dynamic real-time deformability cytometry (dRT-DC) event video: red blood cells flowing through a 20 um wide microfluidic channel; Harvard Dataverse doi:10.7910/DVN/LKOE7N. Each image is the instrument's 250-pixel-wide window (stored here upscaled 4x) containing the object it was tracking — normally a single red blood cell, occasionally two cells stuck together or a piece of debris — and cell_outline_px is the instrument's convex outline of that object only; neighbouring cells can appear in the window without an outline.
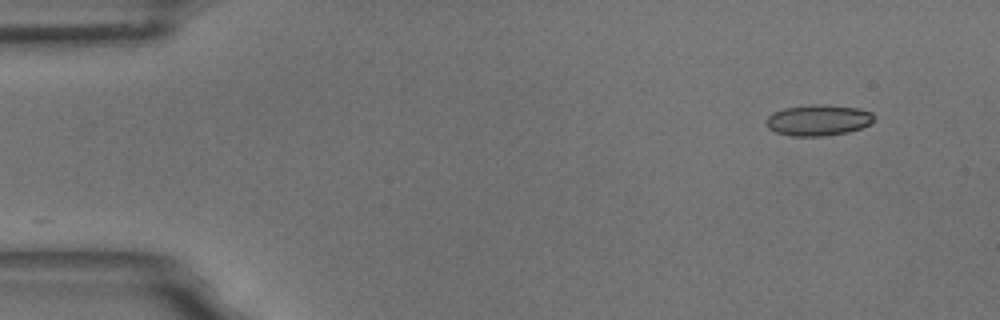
{"species": "common noctule bat (a hibernating species)", "species_latin": "Nyctalus noctula", "temperature_condition": "room temperature", "stored_images_in_passage": 52, "camera_frame_rate_fps": 3000, "um_per_image_px": 0.085, "animal": {"sex": "male", "body_mass_g": 18.8}, "frame": {"image": 1, "passage_image": 1, "time_ms": 0.0, "image_size_px": [1000, 320], "cell_outline_px": [[872, 124], [848, 132], [824, 136], [792, 136], [776, 132], [768, 128], [764, 124], [764, 120], [772, 112], [784, 108], [812, 104], [828, 104], [856, 108], [872, 112]], "centroid_in_image_um": [69.5, 10.21], "position_along_channel_um": 15.5, "area_um2": 19.65}}
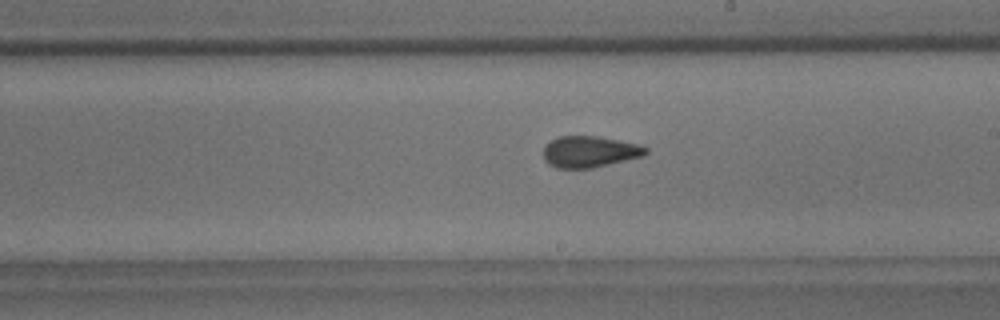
{"frame": {"image": 2, "passage_image": 28, "time_ms": 9.0, "image_size_px": [1000, 320], "cell_outline_px": [[648, 152], [644, 156], [592, 168], [556, 168], [548, 164], [544, 160], [544, 144], [560, 136], [596, 136], [640, 144], [648, 148]], "centroid_in_image_um": [50.12, 12.9], "position_along_channel_um": 238.9, "area_um2": 18.79}}
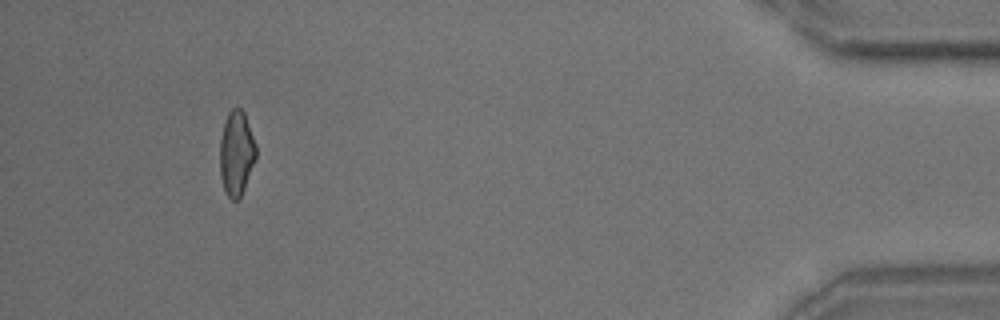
{"frame": {"image": 3, "passage_image": 48, "time_ms": 15.667, "image_size_px": [1000, 320], "cell_outline_px": [[256, 160], [244, 188], [240, 196], [236, 200], [232, 200], [224, 192], [220, 176], [220, 140], [224, 124], [228, 112], [232, 108], [240, 108], [244, 112], [256, 144]], "centroid_in_image_um": [20.09, 13.03], "position_along_channel_um": 415.1, "area_um2": 17.86}, "authors_computed_cell_mechanics": {"area_um2": 18.9006, "velocity_mm_per_s": 3.6317, "shape_relaxation_time_tau1_ms": null, "shape_relaxation_time_tau2_ms": 1.8486, "deformation_change_tau1": null, "deformation_change_tau2": 0.0729}}